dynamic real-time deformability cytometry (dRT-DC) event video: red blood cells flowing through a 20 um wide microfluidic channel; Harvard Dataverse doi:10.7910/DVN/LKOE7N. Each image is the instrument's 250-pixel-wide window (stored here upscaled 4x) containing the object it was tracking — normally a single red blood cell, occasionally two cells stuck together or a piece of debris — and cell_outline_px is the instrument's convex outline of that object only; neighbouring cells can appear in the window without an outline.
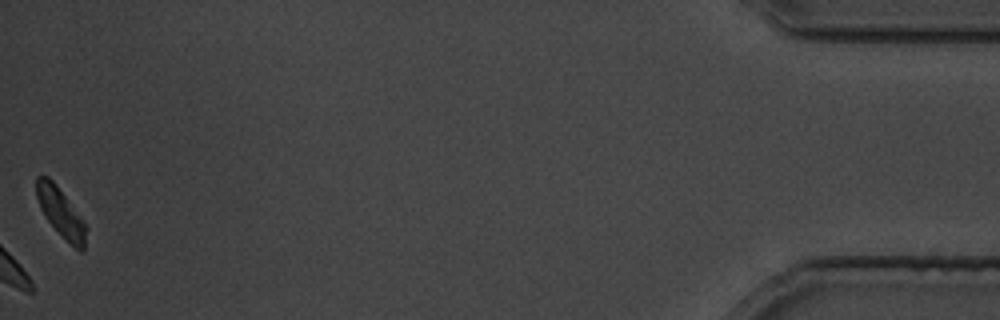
{"species": "common noctule bat (a hibernating species)", "species_latin": "Nyctalus noctula", "temperature_condition": "cold", "stored_images_in_passage": 27, "camera_frame_rate_fps": 3000, "um_per_image_px": 0.085, "animal": {"sex": "male", "body_mass_g": 19.5, "forearm_length_mm": 54.6}, "frame": {"image": 1, "passage_image": 27, "time_ms": 31.333, "image_size_px": [1000, 320], "cell_outline_px": [[88, 228], [84, 252], [80, 252], [48, 220], [40, 208], [36, 196], [36, 176], [48, 176], [56, 184]], "centroid_in_image_um": [5.17, 18.05], "position_along_channel_um": 430.0, "area_um2": 13.7}}